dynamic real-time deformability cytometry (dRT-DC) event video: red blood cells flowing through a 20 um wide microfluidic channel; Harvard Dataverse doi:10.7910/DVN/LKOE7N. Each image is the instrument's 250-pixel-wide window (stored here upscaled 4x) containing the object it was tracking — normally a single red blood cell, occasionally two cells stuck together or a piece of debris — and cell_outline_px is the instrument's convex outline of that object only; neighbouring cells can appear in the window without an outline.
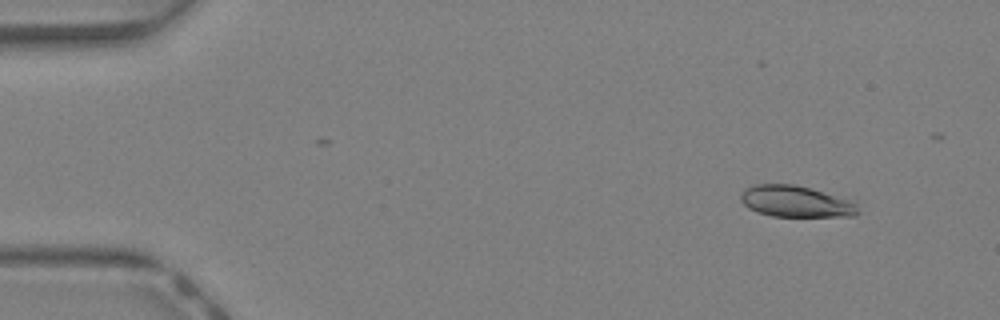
{"species": "Egyptian fruit bat (a non-hibernating species)", "species_latin": "Rousettus aegyptiacus", "temperature_condition": "warm", "stored_images_in_passage": 44, "camera_frame_rate_fps": 3000, "um_per_image_px": 0.085, "animal": {"sex": "female"}, "frame": {"image": 1, "passage_image": 5, "time_ms": 1.333, "image_size_px": [1000, 320], "cell_outline_px": [[860, 212], [856, 216], [772, 216], [756, 212], [748, 208], [740, 200], [740, 192], [744, 188], [756, 184], [792, 184], [812, 188], [856, 200]], "centroid_in_image_um": [67.69, 17.11], "position_along_channel_um": 17.3, "area_um2": 21.96}}
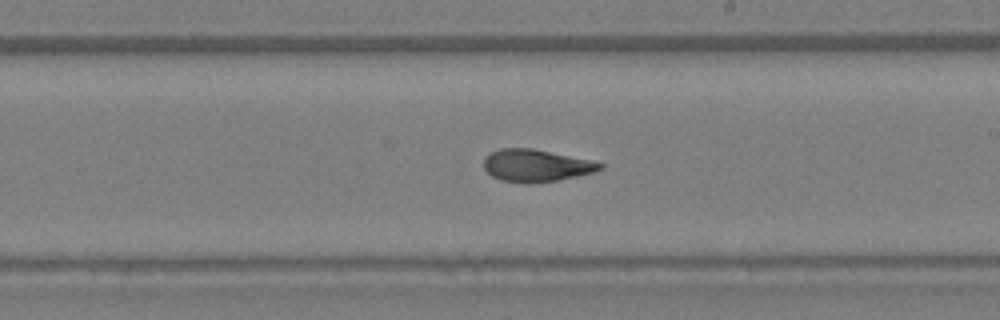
{"frame": {"image": 2, "passage_image": 26, "time_ms": 8.333, "image_size_px": [1000, 320], "cell_outline_px": [[604, 168], [592, 172], [576, 176], [556, 180], [528, 184], [500, 180], [492, 176], [484, 168], [484, 156], [500, 148], [532, 148], [588, 160], [604, 164]], "centroid_in_image_um": [45.51, 14.07], "position_along_channel_um": 243.5, "area_um2": 21.62}}
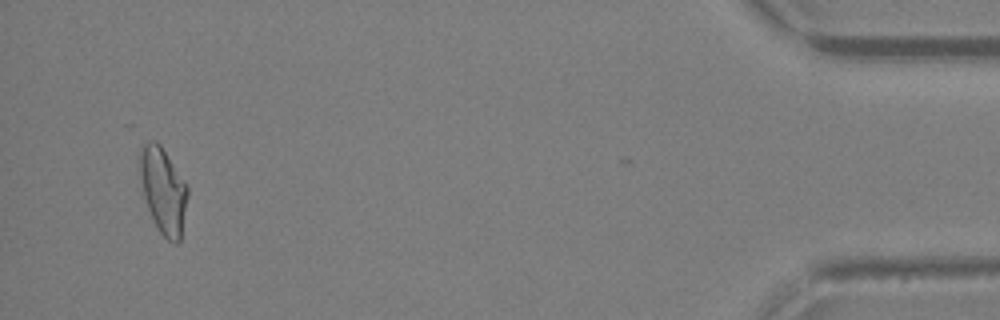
{"frame": {"image": 3, "passage_image": 42, "time_ms": 13.667, "image_size_px": [1000, 320], "cell_outline_px": [[188, 196], [180, 240], [176, 244], [168, 240], [160, 232], [148, 208], [144, 196], [140, 176], [140, 148], [148, 140], [152, 140], [160, 144], [188, 188]], "centroid_in_image_um": [13.87, 16.19], "position_along_channel_um": 421.3, "area_um2": 23.35}, "authors_computed_cell_mechanics": {"area_um2": 22.1952, "velocity_mm_per_s": 4.8083, "shape_relaxation_time_tau1_ms": 8.2211, "shape_relaxation_time_tau2_ms": 2.1563, "deformation_change_tau1": 0.2421, "deformation_change_tau2": 0.0957}}